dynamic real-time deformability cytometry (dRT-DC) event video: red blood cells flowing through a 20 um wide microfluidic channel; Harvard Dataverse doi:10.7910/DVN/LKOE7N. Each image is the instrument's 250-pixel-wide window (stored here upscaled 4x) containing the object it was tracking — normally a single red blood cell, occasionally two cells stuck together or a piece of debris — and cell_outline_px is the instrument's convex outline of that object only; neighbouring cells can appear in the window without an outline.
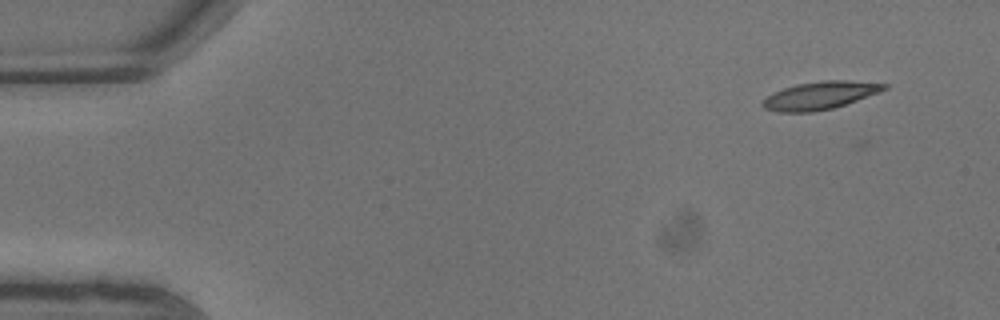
{"species": "common noctule bat (a hibernating species)", "species_latin": "Nyctalus noctula", "temperature_condition": "warm", "stored_images_in_passage": 10, "camera_frame_rate_fps": 3000, "um_per_image_px": 0.085, "animal": {"sex": "male", "body_mass_g": 13.3}, "frame": {"image": 1, "passage_image": 2, "time_ms": 0.333, "image_size_px": [1000, 320], "cell_outline_px": [[888, 88], [856, 100], [832, 108], [812, 112], [780, 112], [764, 108], [760, 104], [768, 96], [784, 88], [796, 84], [824, 80], [848, 80], [888, 84]], "centroid_in_image_um": [69.68, 8.11], "position_along_channel_um": 15.3, "area_um2": 19.31}}
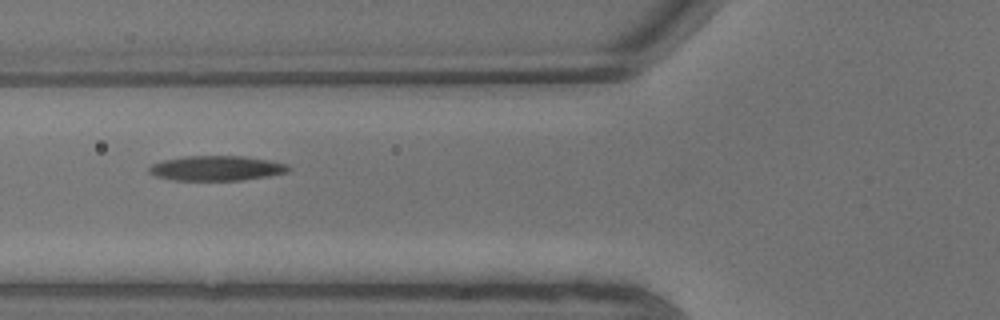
{"frame": {"image": 2, "passage_image": 8, "time_ms": 2.333, "image_size_px": [1000, 320], "cell_outline_px": [[292, 168], [288, 172], [268, 176], [240, 180], [176, 180], [156, 176], [148, 172], [148, 168], [152, 164], [164, 160], [184, 156], [244, 156], [268, 160], [288, 164]], "centroid_in_image_um": [18.43, 14.29], "position_along_channel_um": 107.4, "area_um2": 20.17}}
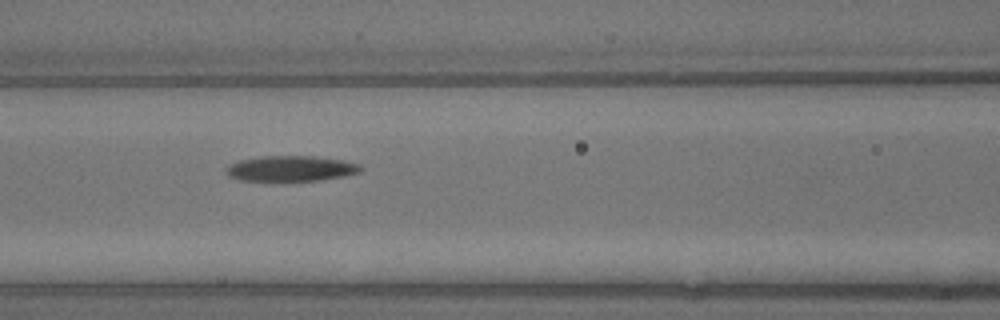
{"frame": {"image": 3, "passage_image": 9, "time_ms": 2.667, "image_size_px": [1000, 320], "cell_outline_px": [[364, 168], [360, 172], [344, 176], [320, 180], [240, 180], [228, 176], [224, 172], [224, 168], [228, 164], [240, 160], [260, 156], [312, 156], [340, 160], [360, 164]], "centroid_in_image_um": [24.68, 14.32], "position_along_channel_um": 141.9, "area_um2": 19.94}}